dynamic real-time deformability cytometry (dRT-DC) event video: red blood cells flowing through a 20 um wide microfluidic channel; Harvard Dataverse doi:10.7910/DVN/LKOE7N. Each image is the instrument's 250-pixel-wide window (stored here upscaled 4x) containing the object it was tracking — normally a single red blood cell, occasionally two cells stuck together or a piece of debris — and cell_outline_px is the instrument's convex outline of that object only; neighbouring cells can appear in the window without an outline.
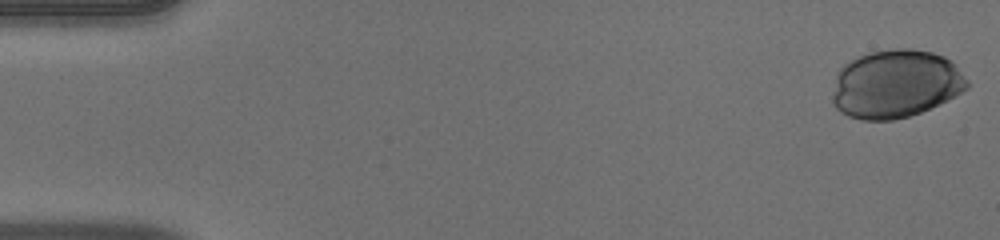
{"species": "human", "species_latin": "Homo sapiens", "temperature_condition": "warm", "stored_images_in_passage": 42, "camera_frame_rate_fps": 3000, "um_per_image_px": 0.085, "donor": {"sex": "male"}, "frame": {"image": 1, "passage_image": 1, "time_ms": 0.0, "image_size_px": [1000, 240], "cell_outline_px": [[968, 88], [920, 112], [908, 116], [892, 120], [860, 120], [848, 116], [840, 112], [832, 104], [832, 96], [836, 76], [840, 68], [844, 64], [868, 52], [892, 48], [912, 48], [932, 52], [944, 56], [956, 64], [968, 80]], "centroid_in_image_um": [76.1, 7.12], "position_along_channel_um": 8.9, "area_um2": 53.52}}
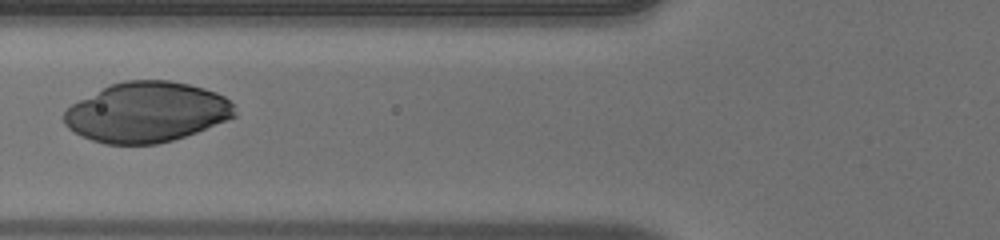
{"frame": {"image": 2, "passage_image": 20, "time_ms": 6.333, "image_size_px": [1000, 240], "cell_outline_px": [[236, 116], [196, 132], [172, 140], [156, 144], [104, 144], [80, 136], [68, 128], [64, 124], [64, 112], [72, 104], [112, 84], [124, 80], [168, 80], [188, 84], [204, 88], [216, 92], [224, 96], [232, 104], [236, 112]], "centroid_in_image_um": [12.46, 9.54], "position_along_channel_um": 113.3, "area_um2": 59.42}}
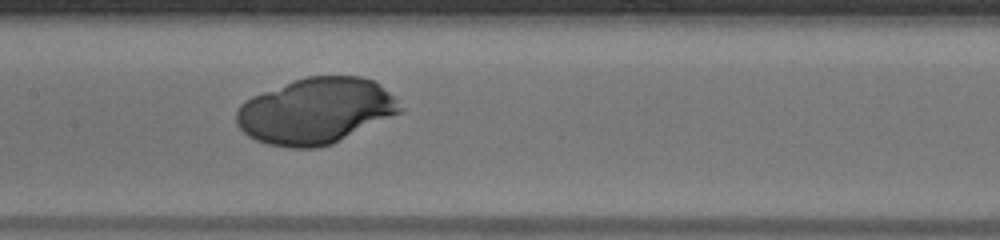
{"frame": {"image": 3, "passage_image": 25, "time_ms": 8.0, "image_size_px": [1000, 240], "cell_outline_px": [[404, 112], [332, 144], [316, 148], [288, 148], [268, 144], [256, 140], [248, 136], [236, 124], [236, 112], [240, 104], [252, 96], [296, 80], [308, 76], [360, 76], [372, 80], [388, 92], [404, 108]], "centroid_in_image_um": [26.85, 9.45], "position_along_channel_um": 180.6, "area_um2": 62.71}}